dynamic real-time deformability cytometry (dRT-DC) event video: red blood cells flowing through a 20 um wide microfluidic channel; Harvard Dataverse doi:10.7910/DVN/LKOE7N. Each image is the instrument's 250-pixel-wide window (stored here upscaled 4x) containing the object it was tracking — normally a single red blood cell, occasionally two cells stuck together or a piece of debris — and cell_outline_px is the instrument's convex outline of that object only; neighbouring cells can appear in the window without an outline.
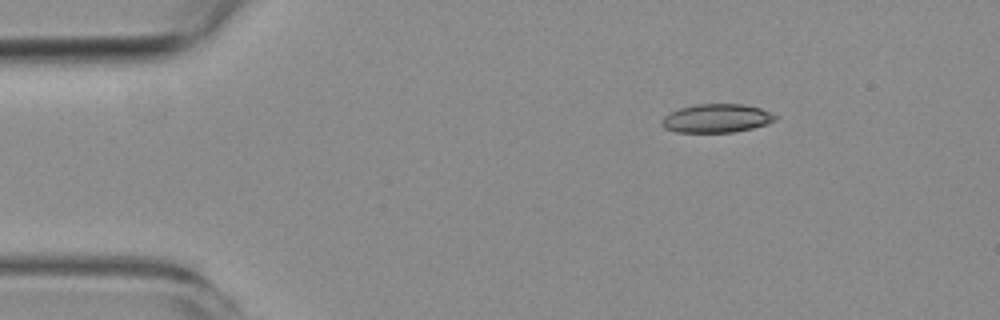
{"species": "common noctule bat (a hibernating species)", "species_latin": "Nyctalus noctula", "temperature_condition": "room temperature", "stored_images_in_passage": 3, "camera_frame_rate_fps": 3000, "um_per_image_px": 0.085, "animal": {"sex": "female", "body_mass_g": 19.3, "forearm_length_mm": 54.1}, "frame": {"image": 1, "passage_image": 1, "time_ms": 0.0, "image_size_px": [1000, 320], "cell_outline_px": [[780, 116], [776, 120], [752, 128], [732, 132], [676, 132], [664, 128], [660, 124], [664, 116], [680, 108], [696, 104], [744, 104], [760, 108]], "centroid_in_image_um": [60.92, 10.05], "position_along_channel_um": 24.1, "area_um2": 18.84}}